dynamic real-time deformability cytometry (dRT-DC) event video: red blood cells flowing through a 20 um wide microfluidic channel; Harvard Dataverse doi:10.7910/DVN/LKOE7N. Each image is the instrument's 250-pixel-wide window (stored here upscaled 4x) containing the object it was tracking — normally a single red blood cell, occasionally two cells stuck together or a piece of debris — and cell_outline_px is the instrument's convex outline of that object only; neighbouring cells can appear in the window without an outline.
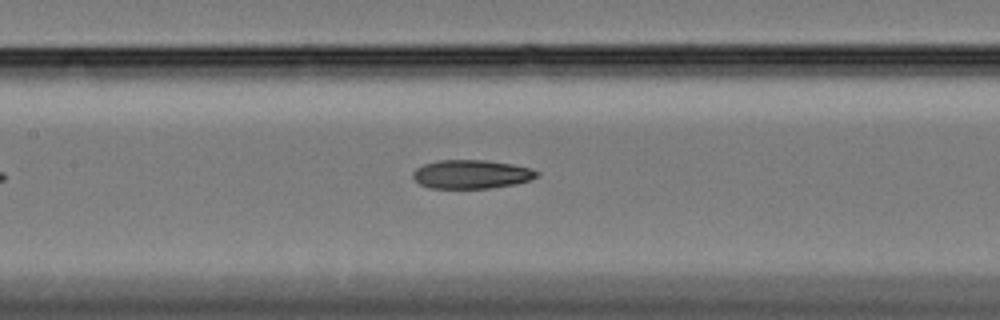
{"species": "Egyptian fruit bat (a non-hibernating species)", "species_latin": "Rousettus aegyptiacus", "temperature_condition": "cold", "stored_images_in_passage": 47, "camera_frame_rate_fps": 3000, "um_per_image_px": 0.085, "animal": {"sex": "female"}, "frame": {"image": 1, "passage_image": 18, "time_ms": 5.667, "image_size_px": [1000, 320], "cell_outline_px": [[540, 176], [516, 184], [488, 188], [432, 188], [420, 184], [412, 176], [412, 172], [416, 168], [424, 164], [440, 160], [484, 160], [512, 164], [532, 168], [540, 172]], "centroid_in_image_um": [40.1, 14.81], "position_along_channel_um": 167.3, "area_um2": 20.75}}
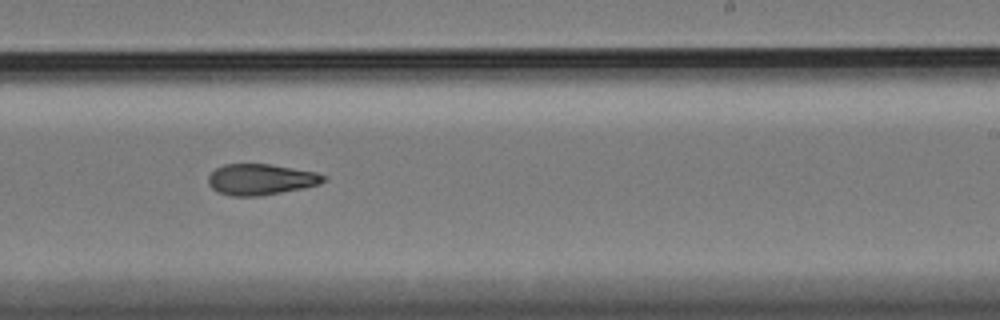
{"frame": {"image": 2, "passage_image": 27, "time_ms": 8.667, "image_size_px": [1000, 320], "cell_outline_px": [[328, 180], [320, 184], [304, 188], [260, 196], [232, 196], [216, 192], [208, 184], [208, 176], [216, 168], [224, 164], [272, 164], [316, 172], [328, 176]], "centroid_in_image_um": [22.2, 15.25], "position_along_channel_um": 266.8, "area_um2": 21.1}}
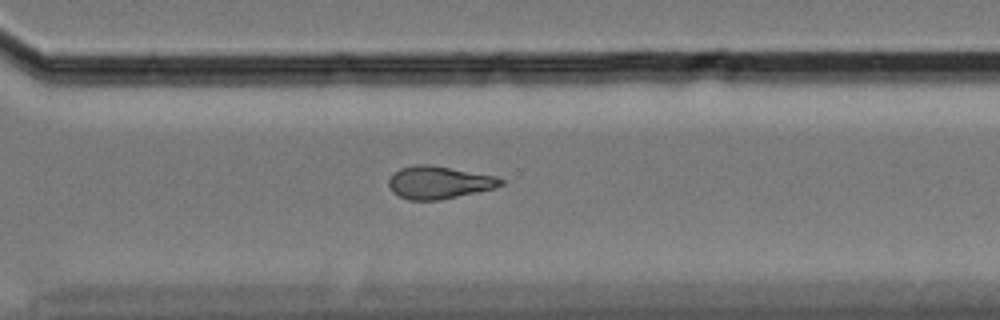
{"frame": {"image": 3, "passage_image": 33, "time_ms": 10.667, "image_size_px": [1000, 320], "cell_outline_px": [[504, 184], [496, 188], [440, 200], [408, 200], [392, 192], [388, 184], [388, 180], [392, 172], [400, 168], [416, 164], [432, 164], [496, 176], [504, 180]], "centroid_in_image_um": [37.3, 15.5], "position_along_channel_um": 333.3, "area_um2": 21.62}, "authors_computed_cell_mechanics": {"area_um2": 21.1548, "velocity_mm_per_s": 3.3308, "shape_relaxation_time_tau1_ms": 9.361, "shape_relaxation_time_tau2_ms": 6.8885, "deformation_change_tau1": 0.1767, "deformation_change_tau2": 0.1439}}